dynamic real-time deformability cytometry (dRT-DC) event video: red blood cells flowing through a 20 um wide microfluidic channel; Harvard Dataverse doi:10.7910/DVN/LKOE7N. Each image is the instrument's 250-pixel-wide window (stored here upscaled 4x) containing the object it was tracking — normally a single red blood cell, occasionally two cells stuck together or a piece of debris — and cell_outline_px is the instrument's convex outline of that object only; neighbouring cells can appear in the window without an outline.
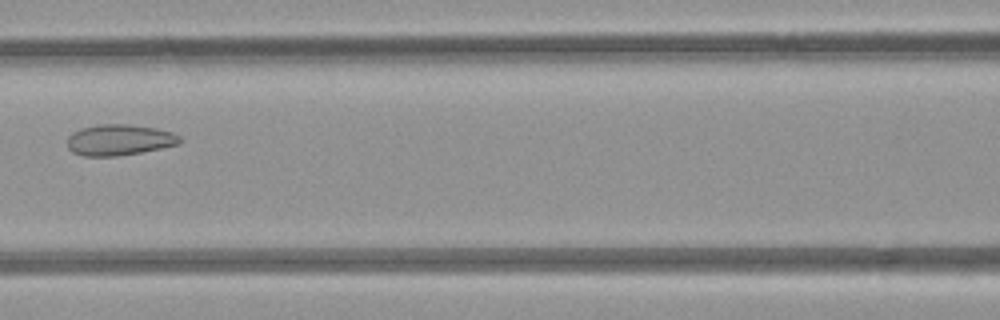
{"species": "common noctule bat (a hibernating species)", "species_latin": "Nyctalus noctula", "temperature_condition": "room temperature", "stored_images_in_passage": 5, "camera_frame_rate_fps": 3000, "um_per_image_px": 0.085, "animal": {"sex": "female", "body_mass_g": 21.9}, "frame": {"image": 1, "passage_image": 4, "time_ms": 3.667, "image_size_px": [1000, 320], "cell_outline_px": [[184, 140], [180, 144], [140, 152], [116, 156], [80, 156], [72, 152], [68, 148], [68, 136], [72, 132], [80, 128], [100, 124], [128, 124], [156, 128], [172, 132], [180, 136]], "centroid_in_image_um": [10.14, 11.89], "position_along_channel_um": 156.5, "area_um2": 20.46}}
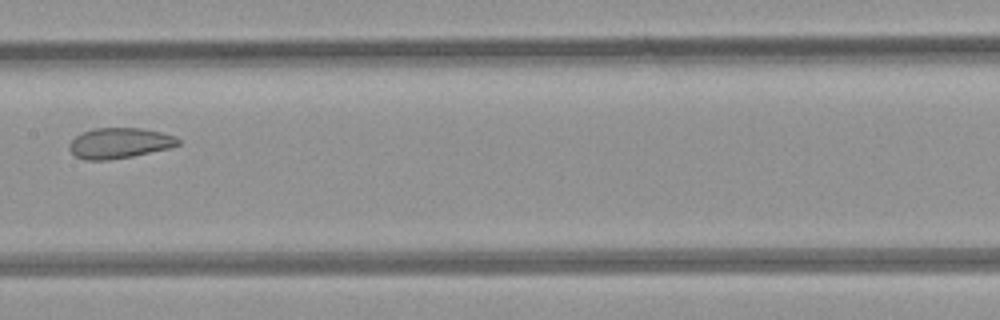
{"frame": {"image": 2, "passage_image": 5, "time_ms": 4.667, "image_size_px": [1000, 320], "cell_outline_px": [[180, 144], [168, 148], [132, 156], [108, 160], [84, 160], [76, 156], [68, 148], [68, 144], [76, 136], [84, 132], [96, 128], [140, 128], [160, 132], [176, 136], [180, 140]], "centroid_in_image_um": [10.15, 12.16], "position_along_channel_um": 197.3, "area_um2": 19.19}}